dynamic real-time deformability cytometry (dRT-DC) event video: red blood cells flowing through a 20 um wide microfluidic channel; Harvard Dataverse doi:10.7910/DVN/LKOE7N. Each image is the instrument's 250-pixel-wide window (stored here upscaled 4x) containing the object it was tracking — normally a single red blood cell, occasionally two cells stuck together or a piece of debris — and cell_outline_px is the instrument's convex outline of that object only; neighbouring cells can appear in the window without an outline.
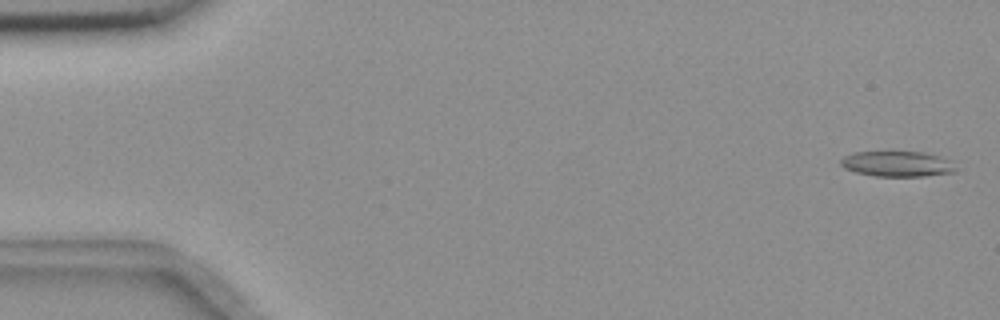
{"species": "common noctule bat (a hibernating species)", "species_latin": "Nyctalus noctula", "temperature_condition": "room temperature", "stored_images_in_passage": 5, "camera_frame_rate_fps": 3000, "um_per_image_px": 0.085, "animal": {"sex": "female", "body_mass_g": 18.4}, "frame": {"image": 1, "passage_image": 1, "time_ms": 0.0, "image_size_px": [1000, 320], "cell_outline_px": [[956, 168], [952, 172], [924, 176], [876, 176], [856, 172], [844, 168], [840, 164], [840, 160], [844, 156], [856, 152], [924, 152], [940, 156], [952, 160]], "centroid_in_image_um": [76.28, 13.92], "position_along_channel_um": 8.7, "area_um2": 16.99}}
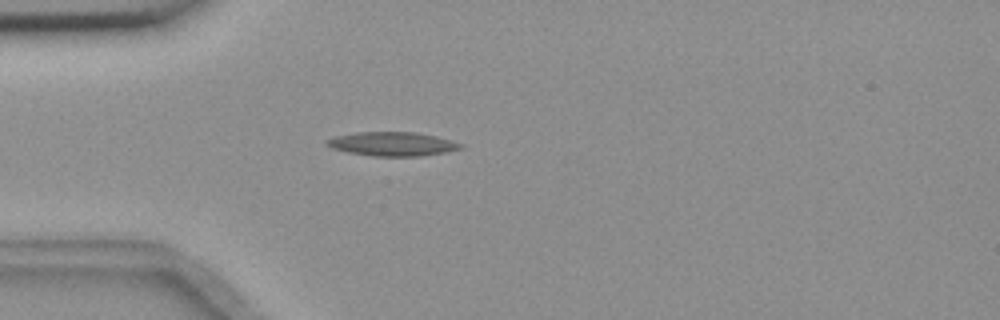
{"frame": {"image": 2, "passage_image": 5, "time_ms": 1.333, "image_size_px": [1000, 320], "cell_outline_px": [[464, 148], [448, 152], [420, 156], [372, 156], [348, 152], [332, 148], [324, 144], [324, 140], [332, 136], [356, 132], [416, 132], [436, 136], [452, 140], [464, 144]], "centroid_in_image_um": [33.35, 12.23], "position_along_channel_um": 51.7, "area_um2": 19.02}}